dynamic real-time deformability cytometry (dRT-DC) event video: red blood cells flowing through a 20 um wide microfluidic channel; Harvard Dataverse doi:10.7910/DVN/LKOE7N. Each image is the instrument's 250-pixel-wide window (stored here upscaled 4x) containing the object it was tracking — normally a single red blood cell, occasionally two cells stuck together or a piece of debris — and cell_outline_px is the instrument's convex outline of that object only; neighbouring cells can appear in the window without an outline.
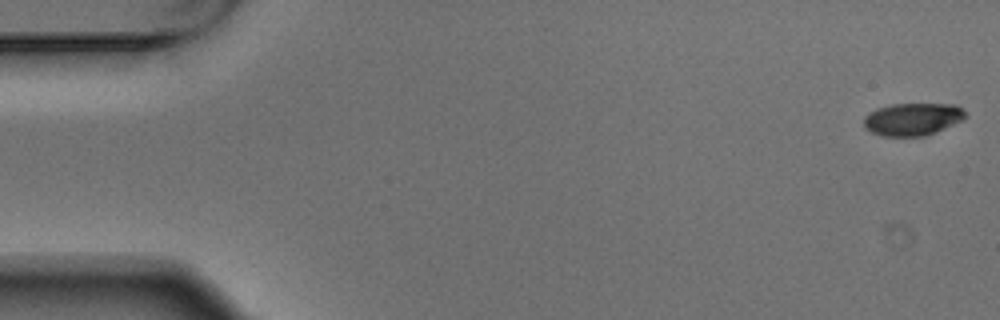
{"species": "Egyptian fruit bat (a non-hibernating species)", "species_latin": "Rousettus aegyptiacus", "temperature_condition": "warm", "stored_images_in_passage": 5, "camera_frame_rate_fps": 3000, "um_per_image_px": 0.085, "animal": {"sex": "male"}, "frame": {"image": 1, "passage_image": 1, "time_ms": 0.0, "image_size_px": [1000, 320], "cell_outline_px": [[968, 116], [964, 120], [936, 132], [924, 136], [884, 136], [872, 132], [864, 124], [864, 116], [868, 112], [876, 108], [892, 104], [956, 104]], "centroid_in_image_um": [77.59, 10.12], "position_along_channel_um": 7.4, "area_um2": 19.31}}
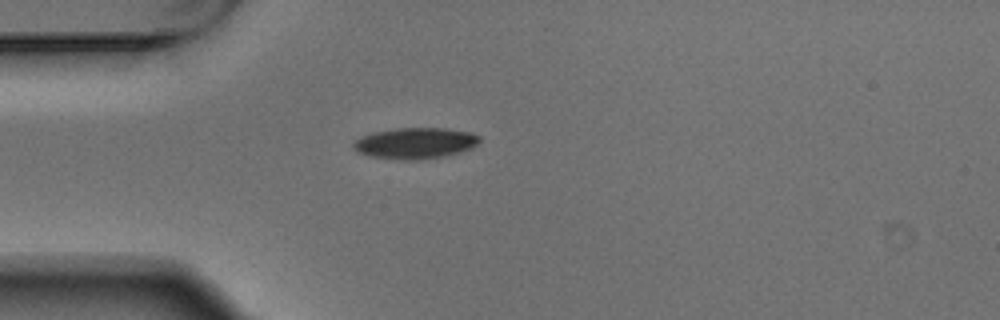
{"frame": {"image": 2, "passage_image": 5, "time_ms": 1.333, "image_size_px": [1000, 320], "cell_outline_px": [[480, 140], [472, 148], [444, 156], [416, 160], [404, 160], [368, 156], [356, 152], [352, 148], [352, 144], [360, 136], [372, 132], [396, 128], [444, 128], [472, 132], [480, 136]], "centroid_in_image_um": [35.25, 12.16], "position_along_channel_um": 49.7, "area_um2": 23.0}}